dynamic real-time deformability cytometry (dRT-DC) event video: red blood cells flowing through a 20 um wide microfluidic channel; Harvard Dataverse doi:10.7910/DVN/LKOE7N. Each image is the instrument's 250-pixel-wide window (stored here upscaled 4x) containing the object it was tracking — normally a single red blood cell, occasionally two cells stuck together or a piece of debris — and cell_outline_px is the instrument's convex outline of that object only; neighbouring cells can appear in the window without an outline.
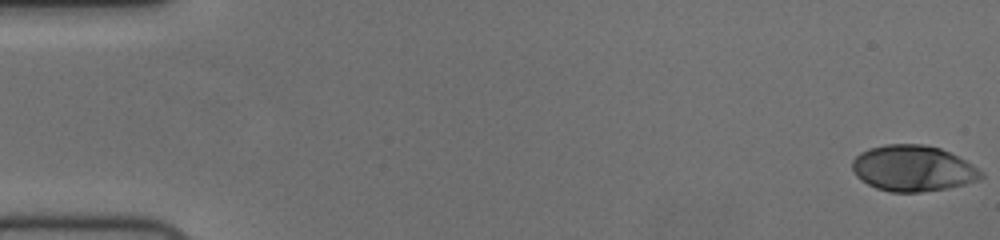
{"species": "human", "species_latin": "Homo sapiens", "temperature_condition": "cold", "stored_images_in_passage": 57, "camera_frame_rate_fps": 3000, "um_per_image_px": 0.085, "donor": {"sex": "female"}, "frame": {"image": 1, "passage_image": 1, "time_ms": 0.0, "image_size_px": [1000, 240], "cell_outline_px": [[984, 176], [976, 180], [964, 184], [948, 188], [920, 192], [888, 192], [876, 188], [860, 180], [856, 176], [852, 168], [852, 160], [860, 152], [868, 148], [884, 144], [924, 144], [940, 148], [964, 160], [976, 168]], "centroid_in_image_um": [77.53, 14.31], "position_along_channel_um": 7.5, "area_um2": 34.33}}
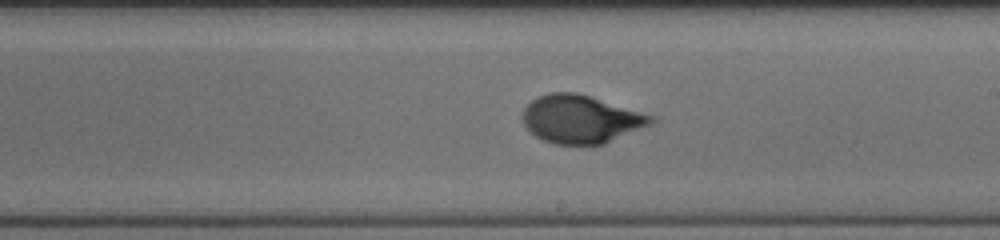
{"frame": {"image": 2, "passage_image": 33, "time_ms": 10.667, "image_size_px": [1000, 240], "cell_outline_px": [[656, 120], [652, 124], [604, 144], [556, 144], [544, 140], [536, 136], [524, 124], [520, 116], [524, 108], [532, 100], [548, 92], [576, 92], [656, 116]], "centroid_in_image_um": [49.39, 10.12], "position_along_channel_um": 239.6, "area_um2": 35.89}}
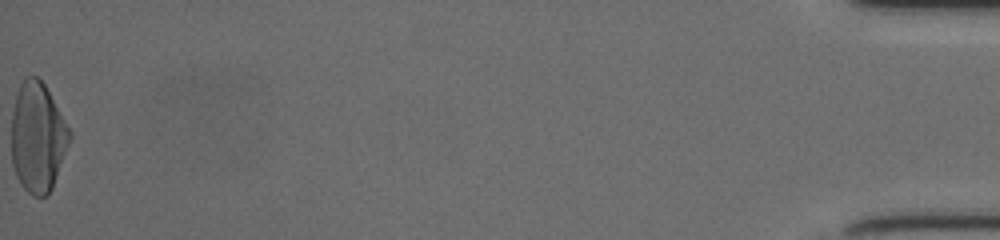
{"frame": {"image": 3, "passage_image": 57, "time_ms": 18.667, "image_size_px": [1000, 240], "cell_outline_px": [[72, 136], [52, 188], [44, 196], [32, 196], [20, 184], [16, 176], [12, 164], [12, 112], [16, 96], [20, 84], [24, 76], [36, 76], [44, 84], [72, 132]], "centroid_in_image_um": [3.2, 11.67], "position_along_channel_um": 432.0, "area_um2": 37.11}, "authors_computed_cell_mechanics": {"area_um2": 34.969, "velocity_mm_per_s": 3.6979, "shape_relaxation_time_tau1_ms": 3.8002, "shape_relaxation_time_tau2_ms": null, "deformation_change_tau1": 0.1711, "deformation_change_tau2": null}}